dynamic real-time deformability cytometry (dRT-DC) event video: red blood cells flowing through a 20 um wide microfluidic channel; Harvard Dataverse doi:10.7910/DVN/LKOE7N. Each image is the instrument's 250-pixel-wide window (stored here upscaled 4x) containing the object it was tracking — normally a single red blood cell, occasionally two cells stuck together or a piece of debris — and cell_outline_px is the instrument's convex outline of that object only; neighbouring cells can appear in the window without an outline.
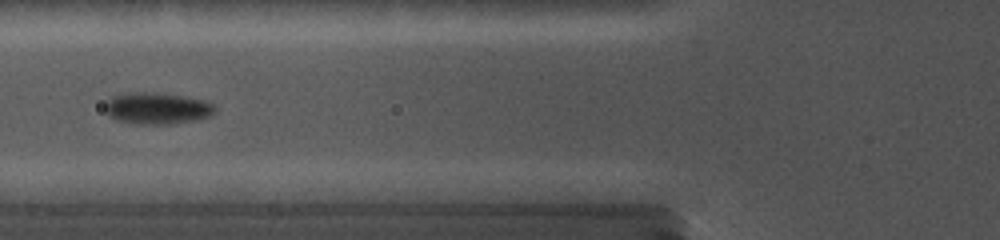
{"species": "common noctule bat (a hibernating species)", "species_latin": "Nyctalus noctula", "temperature_condition": "cold", "stored_images_in_passage": 17, "camera_frame_rate_fps": 5000, "um_per_image_px": 0.085, "animal": {"sex": "female", "body_mass_g": 19.0, "forearm_length_mm": 56.7}, "frame": {"image": 1, "passage_image": 15, "time_ms": 6.6, "image_size_px": [1000, 240], "cell_outline_px": [[216, 112], [208, 116], [196, 120], [176, 124], [132, 124], [116, 120], [108, 116], [104, 108], [108, 100], [112, 96], [132, 92], [156, 92], [184, 96], [204, 100], [212, 104], [216, 108]], "centroid_in_image_um": [13.34, 9.21], "position_along_channel_um": 112.5, "area_um2": 20.52}}